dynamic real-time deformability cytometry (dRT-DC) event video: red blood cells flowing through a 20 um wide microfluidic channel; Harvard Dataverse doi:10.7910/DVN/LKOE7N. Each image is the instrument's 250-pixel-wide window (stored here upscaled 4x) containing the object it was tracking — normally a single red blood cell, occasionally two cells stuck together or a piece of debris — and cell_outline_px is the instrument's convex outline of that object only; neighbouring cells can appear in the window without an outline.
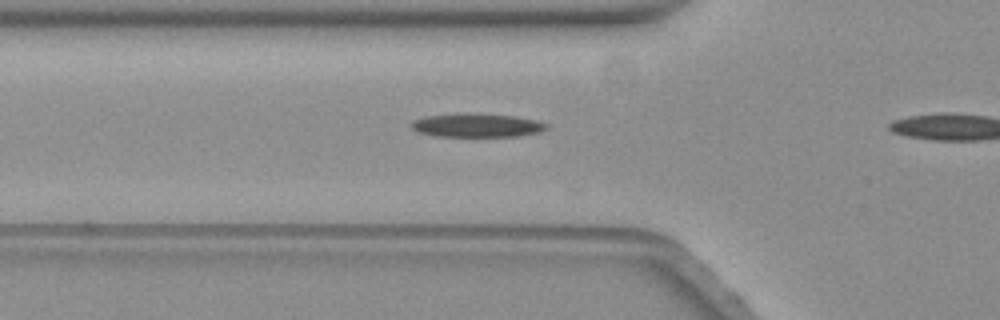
{"species": "common noctule bat (a hibernating species)", "species_latin": "Nyctalus noctula", "temperature_condition": "warm", "stored_images_in_passage": 5, "camera_frame_rate_fps": 3000, "um_per_image_px": 0.085, "animal": {"sex": "female", "body_mass_g": 19.3, "forearm_length_mm": 54.1}, "frame": {"image": 1, "passage_image": 4, "time_ms": 1.0, "image_size_px": [1000, 320], "cell_outline_px": [[548, 128], [540, 132], [516, 136], [436, 136], [420, 132], [412, 128], [408, 124], [412, 120], [428, 116], [456, 112], [464, 112], [512, 116], [536, 120], [548, 124]], "centroid_in_image_um": [40.5, 10.63], "position_along_channel_um": 85.3, "area_um2": 18.73}}